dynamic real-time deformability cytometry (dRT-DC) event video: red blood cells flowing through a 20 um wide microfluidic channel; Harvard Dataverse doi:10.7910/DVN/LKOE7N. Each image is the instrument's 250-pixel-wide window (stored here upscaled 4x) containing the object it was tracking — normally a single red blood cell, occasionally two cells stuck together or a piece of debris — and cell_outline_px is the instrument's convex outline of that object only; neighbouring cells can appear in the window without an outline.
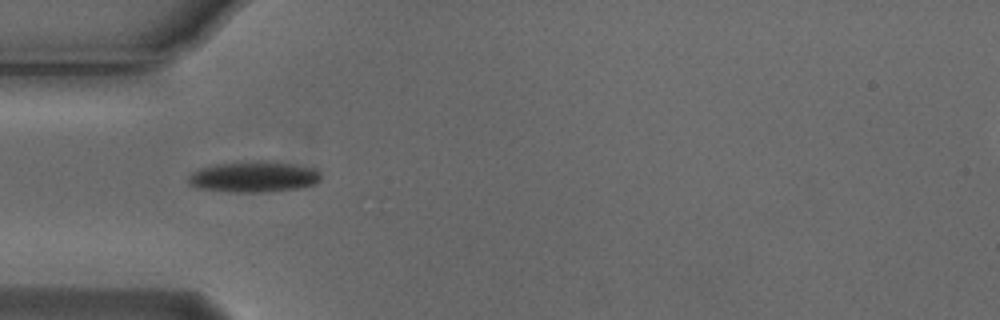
{"species": "Egyptian fruit bat (a non-hibernating species)", "species_latin": "Rousettus aegyptiacus", "temperature_condition": "cold", "stored_images_in_passage": 4, "camera_frame_rate_fps": 3000, "um_per_image_px": 0.085, "animal": {"sex": "male"}, "frame": {"image": 1, "passage_image": 3, "time_ms": 0.667, "image_size_px": [1000, 320], "cell_outline_px": [[320, 180], [316, 184], [300, 188], [260, 192], [232, 192], [196, 188], [188, 184], [188, 176], [192, 172], [200, 168], [216, 164], [260, 160], [268, 160], [316, 168], [320, 172]], "centroid_in_image_um": [21.57, 15.02], "position_along_channel_um": 63.4, "area_um2": 24.1}}
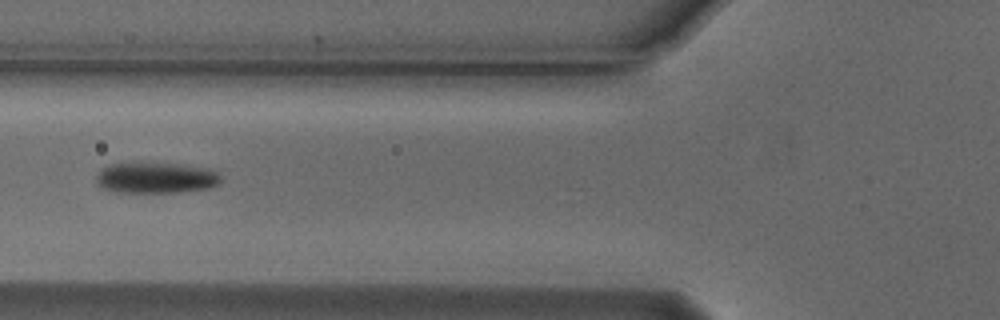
{"frame": {"image": 2, "passage_image": 4, "time_ms": 1.0, "image_size_px": [1000, 320], "cell_outline_px": [[220, 184], [208, 188], [176, 192], [116, 192], [104, 188], [96, 184], [96, 176], [100, 168], [108, 164], [184, 164], [216, 168], [220, 176]], "centroid_in_image_um": [13.3, 15.11], "position_along_channel_um": 112.5, "area_um2": 22.54}}